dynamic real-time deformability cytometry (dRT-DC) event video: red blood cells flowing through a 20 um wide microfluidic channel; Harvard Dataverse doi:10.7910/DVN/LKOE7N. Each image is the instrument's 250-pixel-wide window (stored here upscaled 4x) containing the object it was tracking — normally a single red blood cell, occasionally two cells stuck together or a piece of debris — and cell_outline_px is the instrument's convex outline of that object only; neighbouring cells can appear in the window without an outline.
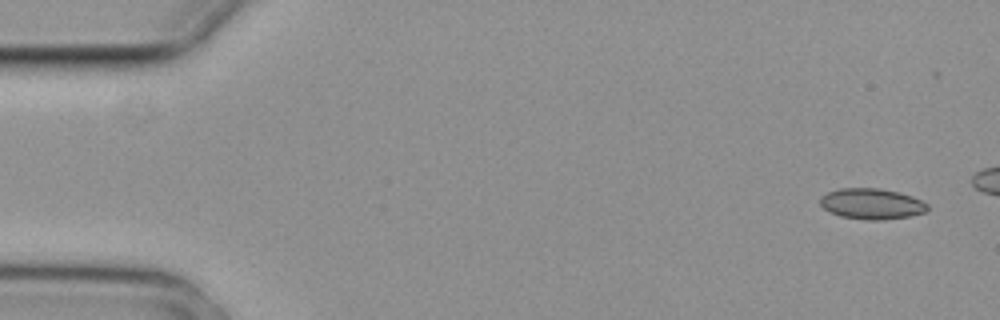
{"species": "common noctule bat (a hibernating species)", "species_latin": "Nyctalus noctula", "temperature_condition": "cold", "stored_images_in_passage": 4, "camera_frame_rate_fps": 3000, "um_per_image_px": 0.085, "animal": {"sex": "female", "body_mass_g": 29.2, "forearm_length_mm": 56.3}, "frame": {"image": 1, "passage_image": 1, "time_ms": 0.0, "image_size_px": [1000, 320], "cell_outline_px": [[928, 208], [924, 212], [908, 216], [880, 220], [868, 220], [840, 216], [828, 212], [820, 204], [820, 196], [828, 192], [840, 188], [880, 188], [900, 192], [912, 196], [928, 204]], "centroid_in_image_um": [74.06, 17.31], "position_along_channel_um": 10.9, "area_um2": 19.25}}